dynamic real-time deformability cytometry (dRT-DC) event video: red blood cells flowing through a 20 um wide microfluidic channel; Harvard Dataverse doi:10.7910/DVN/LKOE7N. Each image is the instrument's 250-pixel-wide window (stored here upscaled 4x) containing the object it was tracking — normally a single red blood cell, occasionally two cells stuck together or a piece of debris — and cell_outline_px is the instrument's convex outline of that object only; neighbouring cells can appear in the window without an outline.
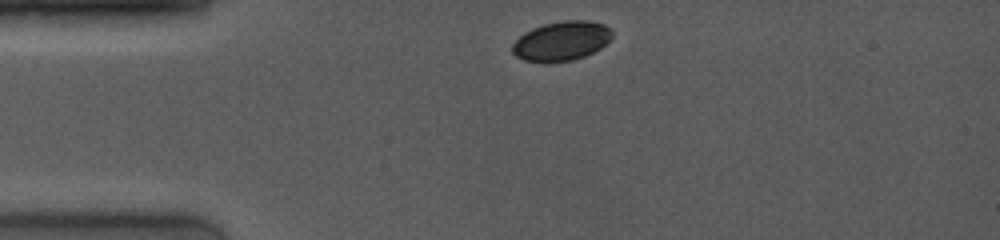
{"species": "common noctule bat (a hibernating species)", "species_latin": "Nyctalus noctula", "temperature_condition": "room temperature", "stored_images_in_passage": 3, "camera_frame_rate_fps": 4000, "um_per_image_px": 0.085, "animal": {"sex": "female", "body_mass_g": 19.0, "forearm_length_mm": 53.3}, "frame": {"image": 1, "passage_image": 1, "time_ms": 0.0, "image_size_px": [1000, 240], "cell_outline_px": [[612, 36], [600, 48], [584, 56], [572, 60], [524, 60], [516, 56], [512, 52], [512, 44], [524, 32], [532, 28], [544, 24], [564, 20], [588, 20], [604, 24], [612, 32]], "centroid_in_image_um": [47.72, 3.44], "position_along_channel_um": 37.3, "area_um2": 22.31}}